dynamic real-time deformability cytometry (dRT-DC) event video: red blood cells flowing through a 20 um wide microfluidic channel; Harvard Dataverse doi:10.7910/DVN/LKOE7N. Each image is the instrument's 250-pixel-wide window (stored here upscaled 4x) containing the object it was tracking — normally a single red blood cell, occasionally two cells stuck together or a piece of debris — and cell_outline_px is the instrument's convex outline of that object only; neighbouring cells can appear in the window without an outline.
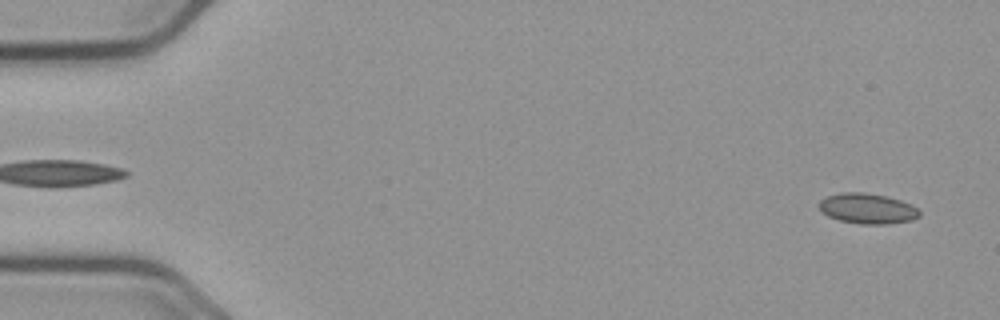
{"species": "common noctule bat (a hibernating species)", "species_latin": "Nyctalus noctula", "temperature_condition": "cold", "stored_images_in_passage": 56, "camera_frame_rate_fps": 3000, "um_per_image_px": 0.085, "animal": {"sex": "male", "body_mass_g": 23.1, "forearm_length_mm": 52.7}, "frame": {"image": 1, "passage_image": 2, "time_ms": 0.333, "image_size_px": [1000, 320], "cell_outline_px": [[920, 216], [912, 220], [888, 224], [860, 224], [840, 220], [828, 216], [820, 208], [820, 200], [828, 196], [840, 192], [864, 192], [884, 196], [900, 200], [912, 204], [920, 212]], "centroid_in_image_um": [73.76, 17.73], "position_along_channel_um": 11.2, "area_um2": 17.63}}
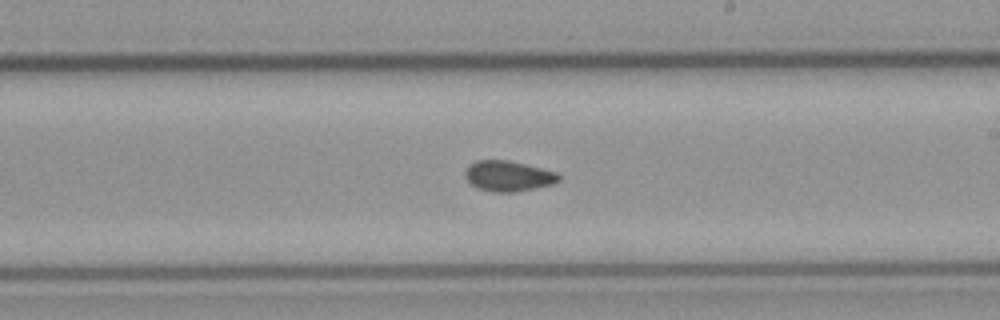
{"frame": {"image": 2, "passage_image": 32, "time_ms": 10.333, "image_size_px": [1000, 320], "cell_outline_px": [[560, 180], [552, 184], [512, 192], [496, 192], [480, 188], [472, 184], [468, 180], [464, 172], [468, 164], [476, 160], [508, 160], [556, 172], [560, 176]], "centroid_in_image_um": [43.18, 14.94], "position_along_channel_um": 245.8, "area_um2": 16.3}}
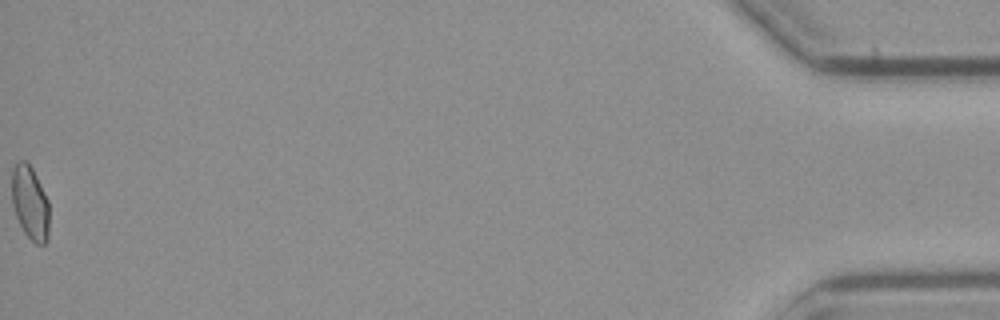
{"frame": {"image": 3, "passage_image": 56, "time_ms": 18.333, "image_size_px": [1000, 320], "cell_outline_px": [[48, 240], [44, 244], [36, 244], [24, 232], [16, 216], [12, 204], [12, 168], [20, 160], [28, 160], [48, 200]], "centroid_in_image_um": [2.54, 17.22], "position_along_channel_um": 432.7, "area_um2": 16.01}, "authors_computed_cell_mechanics": {"area_um2": 16.6464, "velocity_mm_per_s": 3.6638, "shape_relaxation_time_tau1_ms": null, "shape_relaxation_time_tau2_ms": 3.0325, "deformation_change_tau1": null, "deformation_change_tau2": 0.0713}}